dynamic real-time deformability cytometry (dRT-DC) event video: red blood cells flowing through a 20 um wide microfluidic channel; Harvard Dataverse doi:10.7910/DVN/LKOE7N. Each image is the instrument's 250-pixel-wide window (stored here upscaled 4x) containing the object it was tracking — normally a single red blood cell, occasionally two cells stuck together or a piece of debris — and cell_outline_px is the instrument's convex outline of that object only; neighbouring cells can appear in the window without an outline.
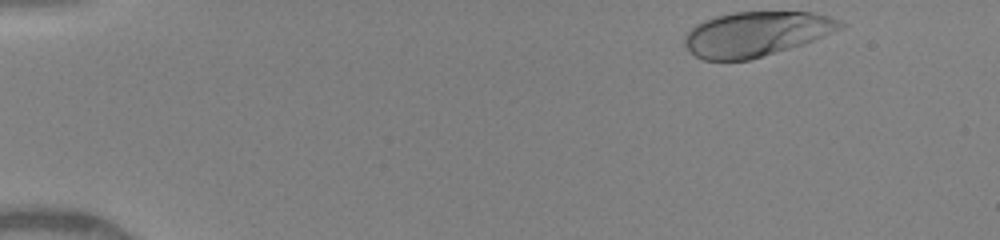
{"species": "human", "species_latin": "Homo sapiens", "temperature_condition": "warm", "stored_images_in_passage": 41, "camera_frame_rate_fps": 3000, "um_per_image_px": 0.085, "donor": {"sex": "female"}, "frame": {"image": 1, "passage_image": 1, "time_ms": 0.0, "image_size_px": [1000, 240], "cell_outline_px": [[848, 24], [844, 28], [812, 40], [788, 48], [748, 60], [704, 60], [696, 56], [684, 44], [684, 36], [696, 24], [704, 20], [716, 16], [732, 12], [812, 12], [828, 16], [840, 20]], "centroid_in_image_um": [64.28, 2.87], "position_along_channel_um": 20.7, "area_um2": 40.17}}
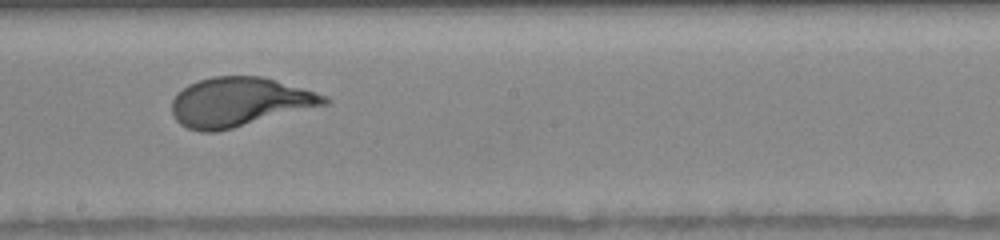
{"frame": {"image": 2, "passage_image": 21, "time_ms": 7.667, "image_size_px": [1000, 240], "cell_outline_px": [[332, 104], [216, 132], [200, 132], [188, 128], [180, 124], [176, 120], [172, 112], [172, 100], [188, 84], [212, 76], [264, 76], [328, 96], [332, 100]], "centroid_in_image_um": [20.41, 8.67], "position_along_channel_um": 227.8, "area_um2": 43.93}}
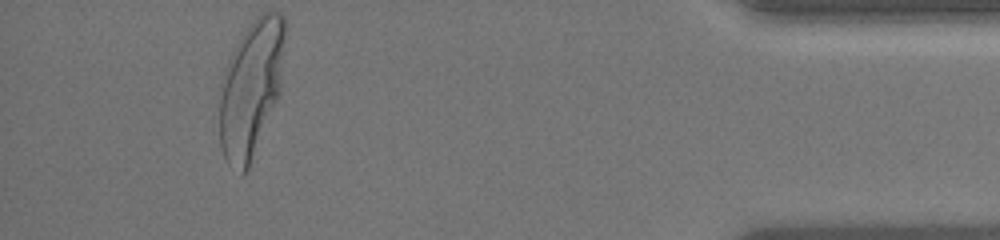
{"frame": {"image": 3, "passage_image": 41, "time_ms": 13.333, "image_size_px": [1000, 240], "cell_outline_px": [[288, 28], [280, 92], [248, 168], [244, 176], [240, 176], [228, 164], [224, 156], [220, 144], [220, 96], [224, 68], [232, 52], [252, 20], [260, 12], [280, 12], [284, 16]], "centroid_in_image_um": [21.38, 7.47], "position_along_channel_um": 413.8, "area_um2": 52.54}, "authors_computed_cell_mechanics": {"area_um2": 43.2922, "velocity_mm_per_s": 4.1557, "shape_relaxation_time_tau1_ms": 3.0978, "shape_relaxation_time_tau2_ms": null, "deformation_change_tau1": 0.206, "deformation_change_tau2": null}}